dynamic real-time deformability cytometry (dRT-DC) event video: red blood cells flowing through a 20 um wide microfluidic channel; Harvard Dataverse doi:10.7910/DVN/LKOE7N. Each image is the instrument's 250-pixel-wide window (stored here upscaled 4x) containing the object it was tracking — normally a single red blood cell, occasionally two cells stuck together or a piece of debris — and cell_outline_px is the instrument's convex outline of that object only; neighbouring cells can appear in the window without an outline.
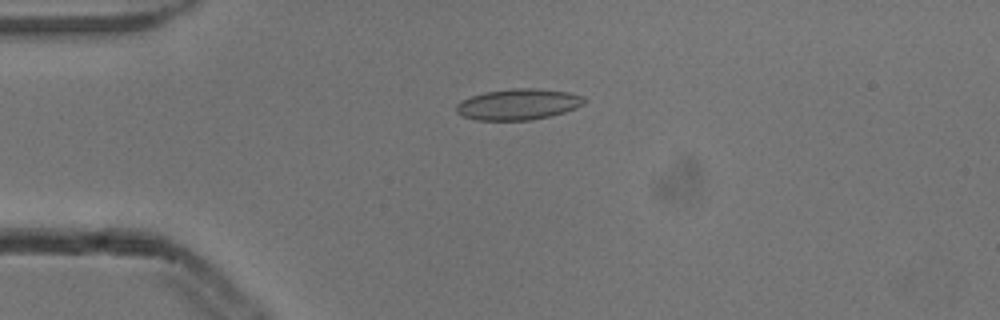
{"species": "common noctule bat (a hibernating species)", "species_latin": "Nyctalus noctula", "temperature_condition": "cold", "stored_images_in_passage": 8, "camera_frame_rate_fps": 3000, "um_per_image_px": 0.085, "animal": {"sex": "male", "body_mass_g": 13.3}, "frame": {"image": 1, "passage_image": 4, "time_ms": 1.0, "image_size_px": [1000, 320], "cell_outline_px": [[588, 100], [584, 104], [576, 108], [564, 112], [548, 116], [528, 120], [476, 120], [464, 116], [456, 112], [456, 104], [460, 100], [484, 92], [512, 88], [536, 88], [568, 92], [584, 96]], "centroid_in_image_um": [44.06, 8.85], "position_along_channel_um": 40.9, "area_um2": 23.18}}
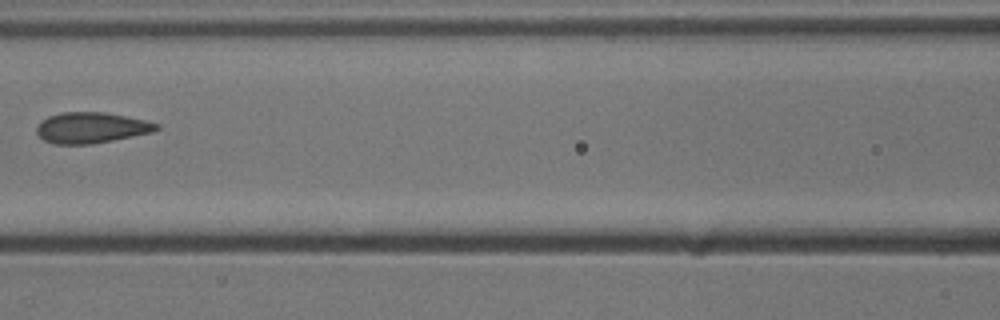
{"frame": {"image": 2, "passage_image": 7, "time_ms": 2.0, "image_size_px": [1000, 320], "cell_outline_px": [[160, 128], [152, 132], [92, 144], [56, 144], [44, 140], [36, 132], [36, 128], [40, 120], [48, 116], [60, 112], [104, 112], [144, 120], [160, 124]], "centroid_in_image_um": [7.72, 10.85], "position_along_channel_um": 158.9, "area_um2": 21.44}}
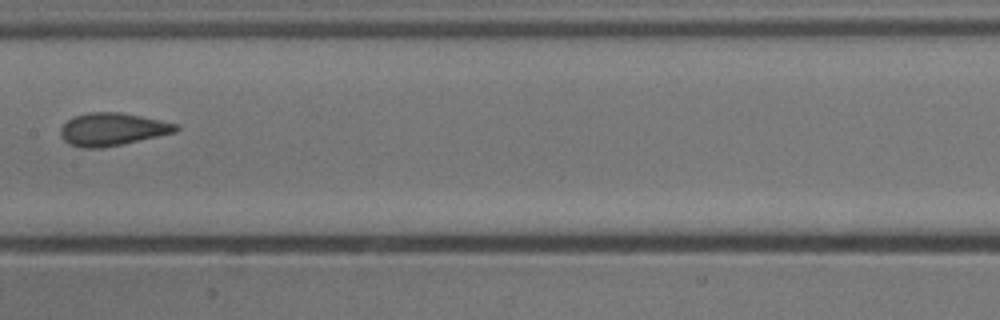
{"frame": {"image": 3, "passage_image": 8, "time_ms": 2.333, "image_size_px": [1000, 320], "cell_outline_px": [[180, 128], [176, 132], [120, 144], [100, 148], [84, 148], [68, 144], [60, 136], [60, 128], [68, 120], [76, 116], [88, 112], [120, 112], [180, 124]], "centroid_in_image_um": [9.54, 10.98], "position_along_channel_um": 197.9, "area_um2": 21.85}}